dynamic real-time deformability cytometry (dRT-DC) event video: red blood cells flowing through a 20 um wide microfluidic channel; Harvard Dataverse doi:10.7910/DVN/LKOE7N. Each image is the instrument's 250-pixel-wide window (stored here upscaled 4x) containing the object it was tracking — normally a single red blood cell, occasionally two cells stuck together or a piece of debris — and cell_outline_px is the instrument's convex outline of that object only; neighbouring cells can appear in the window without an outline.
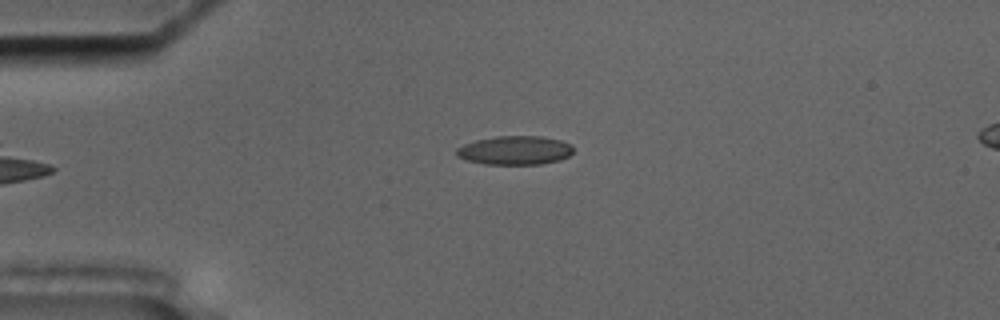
{"species": "common noctule bat (a hibernating species)", "species_latin": "Nyctalus noctula", "temperature_condition": "cold", "stored_images_in_passage": 8, "camera_frame_rate_fps": 3000, "um_per_image_px": 0.085, "animal": {"sex": "male", "body_mass_g": 17.5, "forearm_length_mm": 52.3}, "frame": {"image": 1, "passage_image": 3, "time_ms": 0.667, "image_size_px": [1000, 320], "cell_outline_px": [[572, 152], [568, 156], [560, 160], [540, 164], [484, 164], [468, 160], [456, 156], [456, 148], [464, 144], [476, 140], [496, 136], [540, 136], [560, 140], [572, 144]], "centroid_in_image_um": [43.76, 12.77], "position_along_channel_um": 41.2, "area_um2": 19.59}}